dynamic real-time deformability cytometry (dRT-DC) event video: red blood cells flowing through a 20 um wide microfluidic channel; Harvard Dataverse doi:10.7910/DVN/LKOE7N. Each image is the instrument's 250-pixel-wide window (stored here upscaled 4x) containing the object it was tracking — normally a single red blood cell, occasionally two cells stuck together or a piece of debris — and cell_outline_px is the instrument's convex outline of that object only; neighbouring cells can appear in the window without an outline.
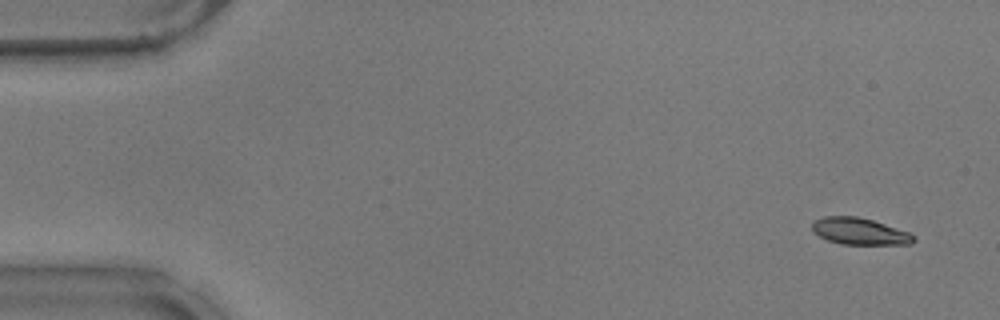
{"species": "common noctule bat (a hibernating species)", "species_latin": "Nyctalus noctula", "temperature_condition": "warm", "stored_images_in_passage": 54, "camera_frame_rate_fps": 3000, "um_per_image_px": 0.085, "animal": {"sex": "male", "body_mass_g": 17.9}, "frame": {"image": 1, "passage_image": 3, "time_ms": 0.667, "image_size_px": [1000, 320], "cell_outline_px": [[916, 240], [912, 244], [840, 244], [828, 240], [812, 232], [812, 220], [824, 216], [856, 216], [872, 220], [908, 232], [916, 236]], "centroid_in_image_um": [73.04, 19.66], "position_along_channel_um": 12.0, "area_um2": 15.84}}
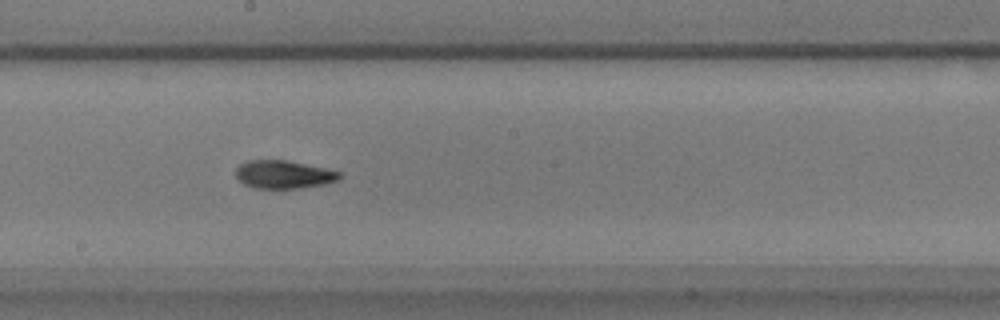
{"frame": {"image": 2, "passage_image": 30, "time_ms": 9.667, "image_size_px": [1000, 320], "cell_outline_px": [[344, 176], [340, 180], [324, 184], [296, 188], [256, 188], [244, 184], [236, 176], [236, 168], [240, 164], [248, 160], [284, 160], [324, 168], [340, 172]], "centroid_in_image_um": [24.13, 14.83], "position_along_channel_um": 224.1, "area_um2": 16.82}}
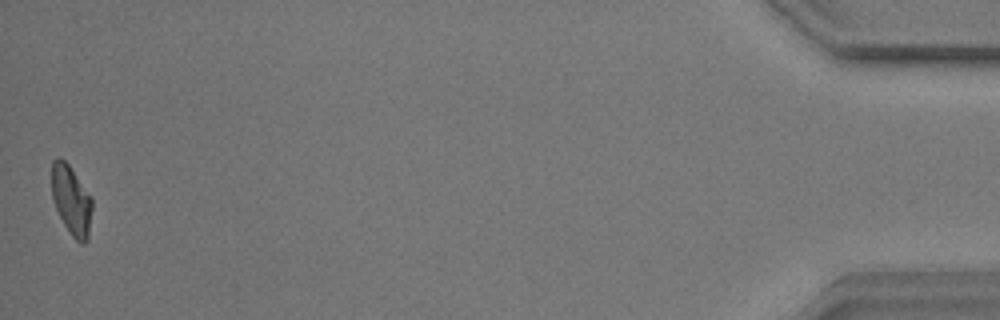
{"frame": {"image": 3, "passage_image": 54, "time_ms": 17.667, "image_size_px": [1000, 320], "cell_outline_px": [[92, 208], [88, 240], [84, 244], [80, 244], [72, 236], [64, 224], [56, 208], [52, 196], [52, 160], [56, 156], [60, 156], [68, 164], [92, 196]], "centroid_in_image_um": [6.08, 17.01], "position_along_channel_um": 429.1, "area_um2": 16.47}, "authors_computed_cell_mechanics": {"area_um2": 16.7331, "velocity_mm_per_s": 3.7252, "shape_relaxation_time_tau1_ms": 7.4959, "shape_relaxation_time_tau2_ms": 3.2917, "deformation_change_tau1": 0.2066, "deformation_change_tau2": 0.0904}}